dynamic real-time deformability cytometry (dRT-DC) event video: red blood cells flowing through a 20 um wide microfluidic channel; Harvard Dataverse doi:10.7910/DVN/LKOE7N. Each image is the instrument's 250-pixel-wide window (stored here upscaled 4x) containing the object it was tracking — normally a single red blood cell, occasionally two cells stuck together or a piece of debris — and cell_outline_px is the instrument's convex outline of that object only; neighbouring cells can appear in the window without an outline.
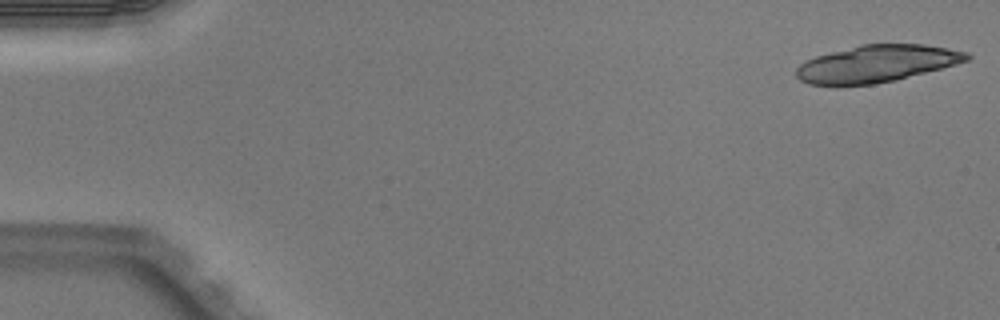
{"species": "Egyptian fruit bat (a non-hibernating species)", "species_latin": "Rousettus aegyptiacus", "temperature_condition": "warm", "stored_images_in_passage": 3, "camera_frame_rate_fps": 3000, "um_per_image_px": 0.085, "animal": {"sex": "male"}, "frame": {"image": 1, "passage_image": 1, "time_ms": 0.0, "image_size_px": [1000, 320], "cell_outline_px": [[972, 56], [968, 60], [956, 64], [896, 80], [872, 84], [808, 84], [800, 80], [796, 76], [796, 68], [800, 64], [816, 56], [860, 44], [924, 44], [948, 48], [968, 52]], "centroid_in_image_um": [74.55, 5.4], "position_along_channel_um": 10.5, "area_um2": 36.47}}